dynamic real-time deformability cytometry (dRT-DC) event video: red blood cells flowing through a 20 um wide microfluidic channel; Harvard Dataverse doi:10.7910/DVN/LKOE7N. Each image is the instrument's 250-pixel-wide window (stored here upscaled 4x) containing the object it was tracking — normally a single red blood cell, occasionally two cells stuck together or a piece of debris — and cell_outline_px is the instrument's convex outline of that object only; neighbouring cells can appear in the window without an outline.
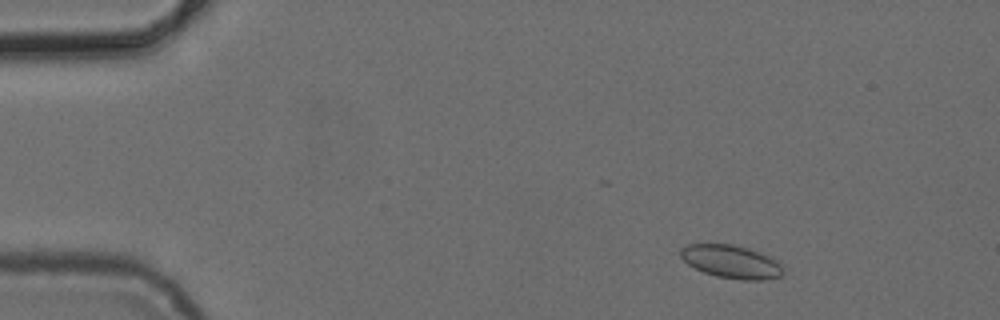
{"species": "common noctule bat (a hibernating species)", "species_latin": "Nyctalus noctula", "temperature_condition": "cold", "stored_images_in_passage": 7, "camera_frame_rate_fps": 3000, "um_per_image_px": 0.085, "animal": {"sex": "female", "body_mass_g": 24.6, "forearm_length_mm": 56.2}, "frame": {"image": 1, "passage_image": 2, "time_ms": 1.333, "image_size_px": [1000, 320], "cell_outline_px": [[784, 272], [780, 276], [764, 280], [744, 280], [716, 276], [704, 272], [688, 264], [680, 256], [680, 248], [688, 244], [732, 244], [748, 248], [760, 252], [784, 264]], "centroid_in_image_um": [62.19, 22.24], "position_along_channel_um": 22.8, "area_um2": 19.88}}
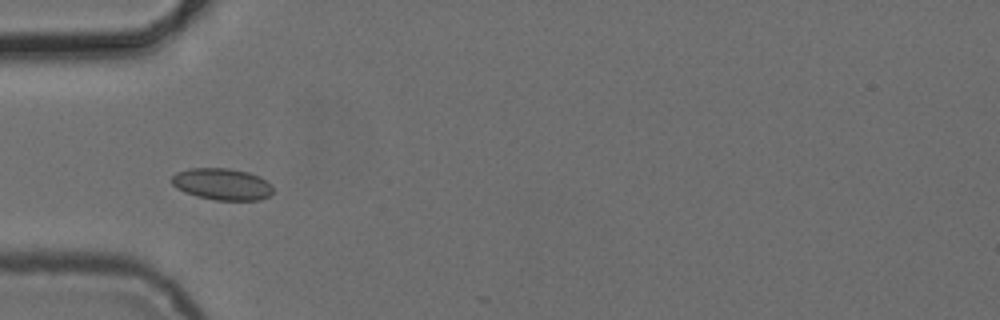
{"frame": {"image": 2, "passage_image": 5, "time_ms": 4.667, "image_size_px": [1000, 320], "cell_outline_px": [[272, 192], [268, 196], [260, 200], [216, 200], [196, 196], [184, 192], [176, 188], [172, 184], [172, 176], [176, 172], [188, 168], [228, 168], [248, 172], [260, 176], [272, 184]], "centroid_in_image_um": [18.87, 15.64], "position_along_channel_um": 66.1, "area_um2": 18.84}}
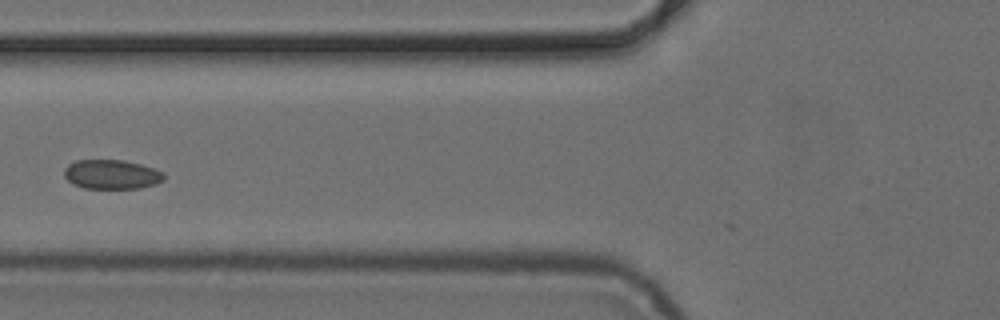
{"frame": {"image": 3, "passage_image": 6, "time_ms": 6.0, "image_size_px": [1000, 320], "cell_outline_px": [[164, 180], [156, 184], [140, 188], [84, 188], [72, 184], [64, 176], [64, 168], [68, 164], [76, 160], [124, 160], [140, 164], [164, 172]], "centroid_in_image_um": [9.47, 14.82], "position_along_channel_um": 116.3, "area_um2": 17.11}}